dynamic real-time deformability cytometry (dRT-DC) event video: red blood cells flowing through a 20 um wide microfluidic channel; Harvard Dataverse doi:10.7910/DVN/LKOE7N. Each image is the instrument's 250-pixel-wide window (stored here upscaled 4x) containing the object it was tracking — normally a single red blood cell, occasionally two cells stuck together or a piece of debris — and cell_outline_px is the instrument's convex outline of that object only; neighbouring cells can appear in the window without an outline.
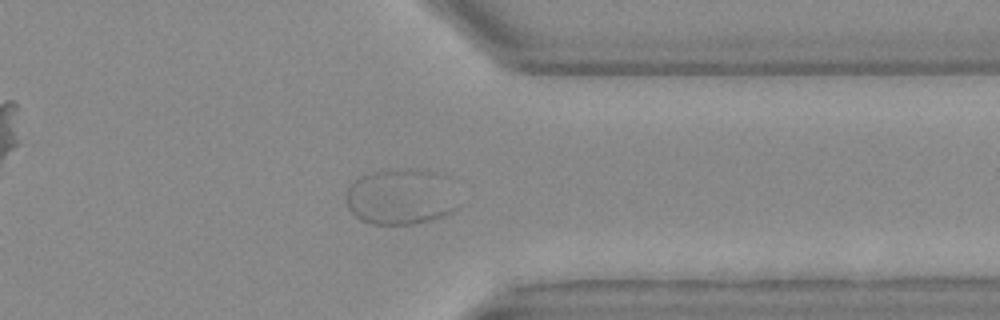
{"species": "Egyptian fruit bat (a non-hibernating species)", "species_latin": "Rousettus aegyptiacus", "temperature_condition": "warm", "stored_images_in_passage": 27, "camera_frame_rate_fps": 3000, "um_per_image_px": 0.085, "animal": {"sex": "female"}, "frame": {"image": 1, "passage_image": 20, "time_ms": 6.333, "image_size_px": [1000, 320], "cell_outline_px": [[460, 208], [444, 216], [412, 224], [372, 224], [360, 220], [348, 208], [344, 196], [352, 180], [360, 176], [372, 172], [404, 168], [444, 172]], "centroid_in_image_um": [34.06, 16.71], "position_along_channel_um": 377.3, "area_um2": 37.11}}